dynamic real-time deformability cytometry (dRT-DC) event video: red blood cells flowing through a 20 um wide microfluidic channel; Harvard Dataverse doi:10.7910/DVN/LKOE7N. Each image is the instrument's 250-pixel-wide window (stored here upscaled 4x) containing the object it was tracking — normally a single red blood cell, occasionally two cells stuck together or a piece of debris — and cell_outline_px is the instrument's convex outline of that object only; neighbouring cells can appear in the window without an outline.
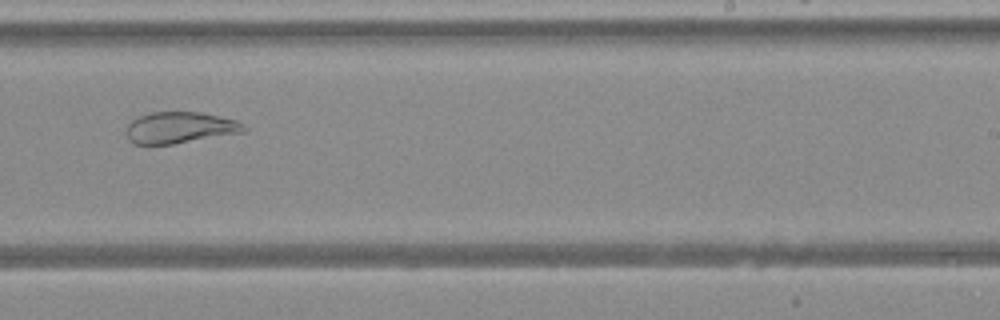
{"species": "Egyptian fruit bat (a non-hibernating species)", "species_latin": "Rousettus aegyptiacus", "temperature_condition": "warm", "stored_images_in_passage": 47, "camera_frame_rate_fps": 3000, "um_per_image_px": 0.085, "animal": {"sex": "female"}, "frame": {"image": 1, "passage_image": 31, "time_ms": 10.0, "image_size_px": [1000, 320], "cell_outline_px": [[248, 132], [172, 144], [132, 144], [128, 140], [128, 124], [132, 120], [140, 116], [152, 112], [200, 112], [236, 120], [244, 124], [248, 128]], "centroid_in_image_um": [15.35, 10.85], "position_along_channel_um": 273.6, "area_um2": 21.56}}
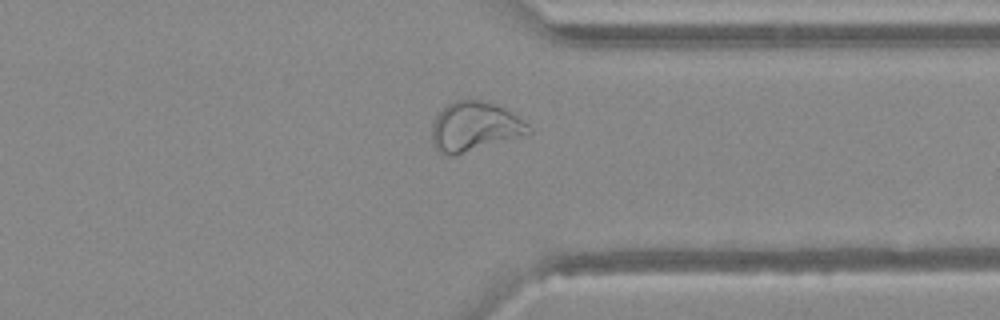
{"frame": {"image": 2, "passage_image": 38, "time_ms": 12.333, "image_size_px": [1000, 320], "cell_outline_px": [[532, 132], [528, 136], [456, 156], [444, 156], [432, 144], [432, 124], [436, 116], [448, 104], [456, 100], [488, 100], [504, 108], [528, 124], [532, 128]], "centroid_in_image_um": [40.38, 10.81], "position_along_channel_um": 371.0, "area_um2": 28.55}}
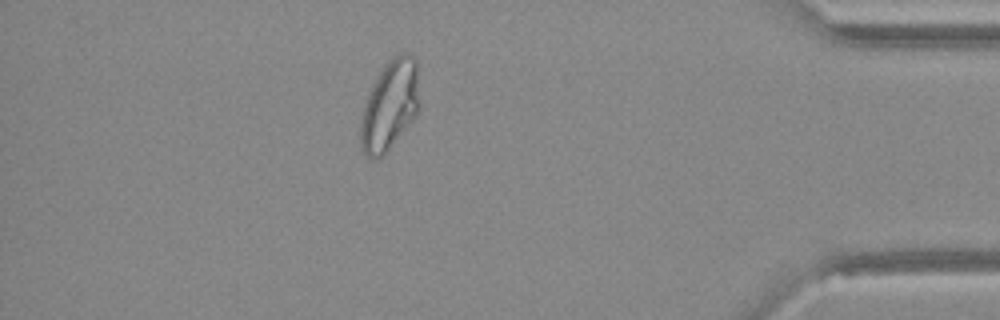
{"frame": {"image": 3, "passage_image": 43, "time_ms": 14.0, "image_size_px": [1000, 320], "cell_outline_px": [[420, 108], [416, 116], [388, 148], [376, 160], [368, 160], [364, 156], [360, 148], [360, 124], [368, 92], [372, 84], [384, 64], [392, 56], [400, 52], [408, 52], [416, 60], [420, 104]], "centroid_in_image_um": [33.12, 8.93], "position_along_channel_um": 402.1, "area_um2": 31.1}}